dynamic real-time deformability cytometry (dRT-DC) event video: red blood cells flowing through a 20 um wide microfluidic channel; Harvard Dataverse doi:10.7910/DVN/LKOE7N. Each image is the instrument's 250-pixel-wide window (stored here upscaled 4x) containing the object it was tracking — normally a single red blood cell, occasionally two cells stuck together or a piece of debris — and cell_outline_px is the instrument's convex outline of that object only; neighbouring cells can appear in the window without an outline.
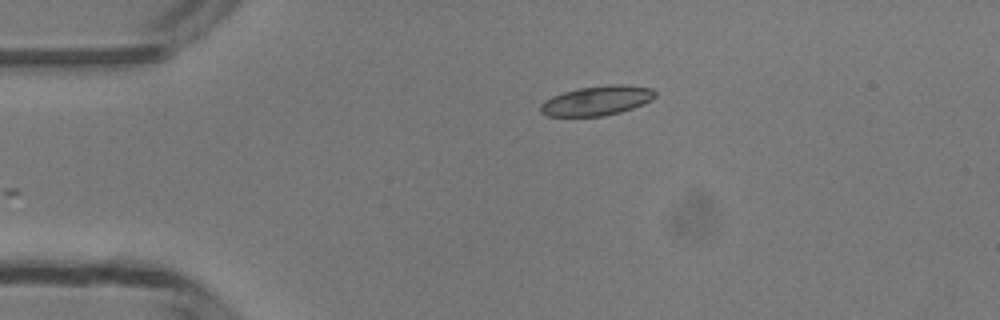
{"species": "common noctule bat (a hibernating species)", "species_latin": "Nyctalus noctula", "temperature_condition": "room temperature", "stored_images_in_passage": 29, "camera_frame_rate_fps": 3000, "um_per_image_px": 0.085, "animal": {"sex": "male", "body_mass_g": 13.3}, "frame": {"image": 1, "passage_image": 1, "time_ms": 0.0, "image_size_px": [1000, 320], "cell_outline_px": [[656, 96], [652, 100], [644, 104], [620, 112], [604, 116], [548, 116], [540, 112], [540, 104], [544, 100], [552, 96], [564, 92], [580, 88], [608, 84], [628, 84], [652, 88], [656, 92]], "centroid_in_image_um": [50.76, 8.54], "position_along_channel_um": 34.2, "area_um2": 19.94}}
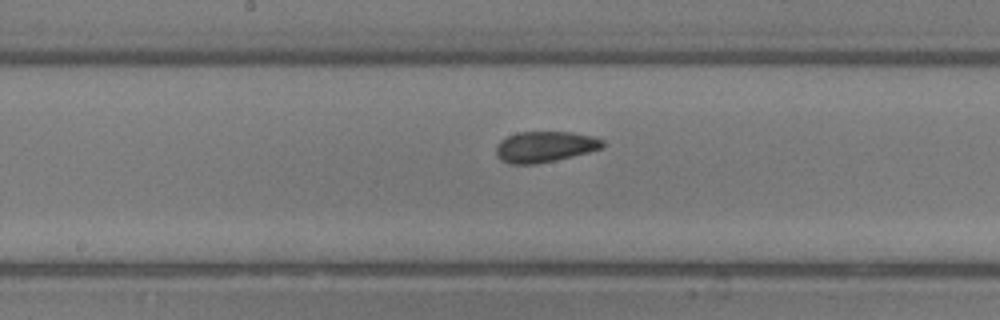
{"frame": {"image": 2, "passage_image": 16, "time_ms": 5.0, "image_size_px": [1000, 320], "cell_outline_px": [[604, 148], [556, 160], [536, 164], [512, 164], [500, 160], [496, 156], [496, 144], [500, 140], [516, 132], [572, 132], [592, 136], [604, 140]], "centroid_in_image_um": [46.3, 12.47], "position_along_channel_um": 201.9, "area_um2": 19.31}}
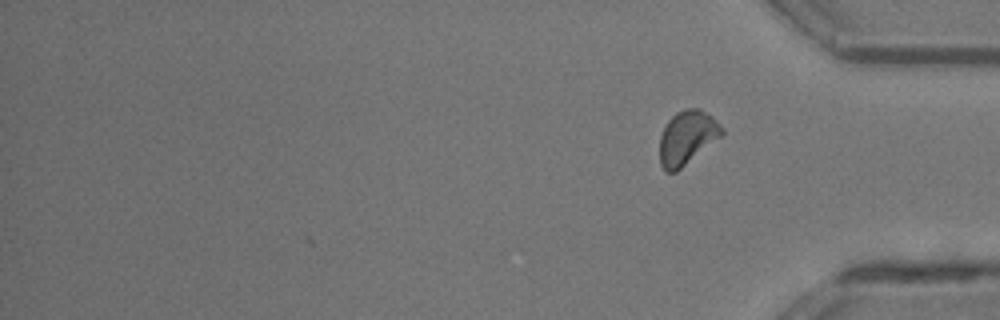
{"frame": {"image": 3, "passage_image": 29, "time_ms": 9.333, "image_size_px": [1000, 320], "cell_outline_px": [[724, 132], [720, 136], [676, 172], [664, 172], [660, 164], [660, 136], [668, 120], [676, 112], [684, 108], [700, 108], [712, 116], [724, 128]], "centroid_in_image_um": [58.38, 11.68], "position_along_channel_um": 376.8, "area_um2": 19.36}, "authors_computed_cell_mechanics": {"area_um2": 19.2474, "velocity_mm_per_s": 4.1851, "shape_relaxation_time_tau1_ms": 1.8296, "shape_relaxation_time_tau2_ms": 1.5651, "deformation_change_tau1": 0.0951, "deformation_change_tau2": 0.0734}}